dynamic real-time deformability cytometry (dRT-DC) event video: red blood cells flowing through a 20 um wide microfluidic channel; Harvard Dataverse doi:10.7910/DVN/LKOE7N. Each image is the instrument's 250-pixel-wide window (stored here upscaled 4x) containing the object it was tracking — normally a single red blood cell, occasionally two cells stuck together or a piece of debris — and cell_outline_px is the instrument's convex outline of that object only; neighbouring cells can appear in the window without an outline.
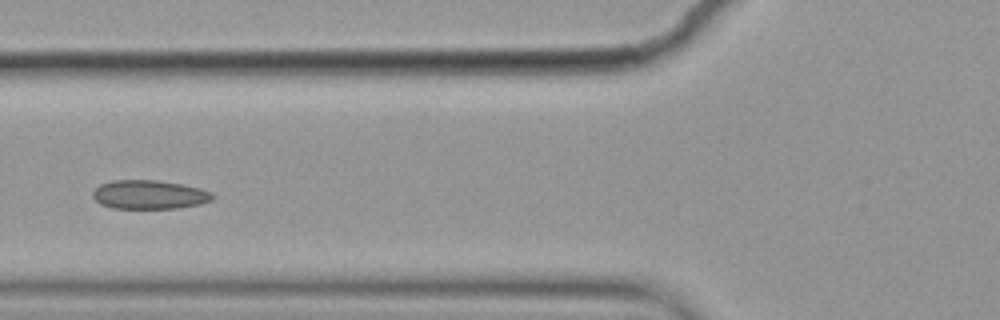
{"species": "common noctule bat (a hibernating species)", "species_latin": "Nyctalus noctula", "temperature_condition": "cold", "stored_images_in_passage": 9, "camera_frame_rate_fps": 3000, "um_per_image_px": 0.085, "animal": {"sex": "female", "body_mass_g": 19.9}, "frame": {"image": 1, "passage_image": 6, "time_ms": 1.667, "image_size_px": [1000, 320], "cell_outline_px": [[216, 196], [212, 200], [200, 204], [180, 208], [112, 208], [100, 204], [92, 196], [92, 192], [100, 184], [112, 180], [156, 180], [180, 184], [200, 188], [212, 192]], "centroid_in_image_um": [12.7, 16.54], "position_along_channel_um": 113.1, "area_um2": 20.23}}
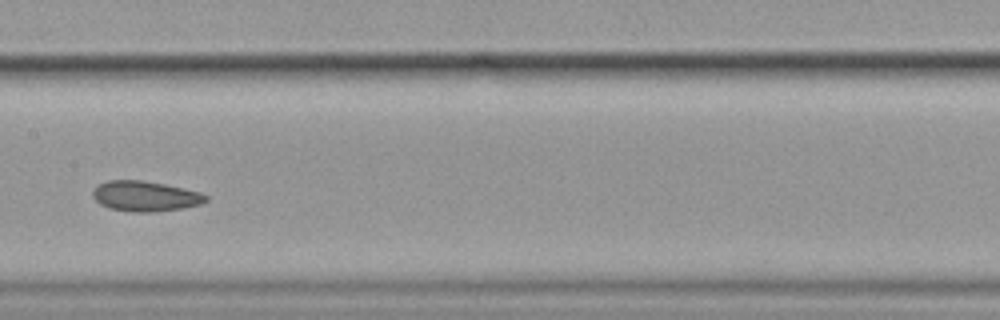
{"frame": {"image": 2, "passage_image": 8, "time_ms": 2.333, "image_size_px": [1000, 320], "cell_outline_px": [[208, 200], [200, 204], [180, 208], [156, 212], [132, 212], [108, 208], [100, 204], [92, 196], [92, 192], [96, 184], [108, 180], [140, 180], [164, 184], [200, 192], [208, 196]], "centroid_in_image_um": [12.3, 16.67], "position_along_channel_um": 195.1, "area_um2": 20.0}}
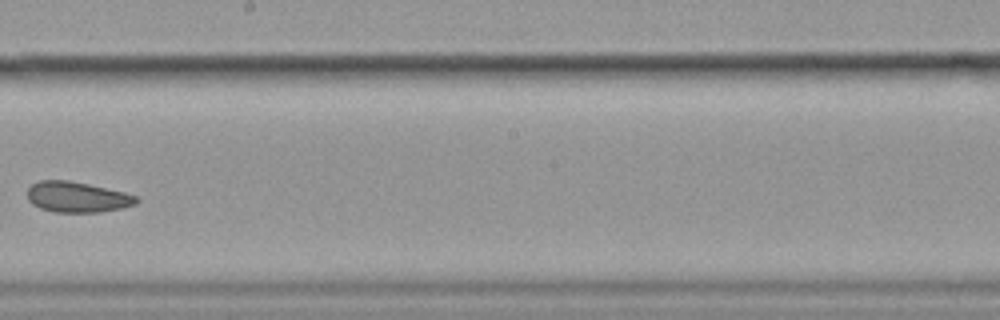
{"frame": {"image": 3, "passage_image": 9, "time_ms": 2.667, "image_size_px": [1000, 320], "cell_outline_px": [[140, 200], [136, 204], [120, 208], [100, 212], [52, 212], [40, 208], [32, 204], [28, 200], [28, 188], [32, 184], [40, 180], [68, 180], [88, 184], [124, 192], [136, 196]], "centroid_in_image_um": [6.54, 16.75], "position_along_channel_um": 241.7, "area_um2": 19.42}}